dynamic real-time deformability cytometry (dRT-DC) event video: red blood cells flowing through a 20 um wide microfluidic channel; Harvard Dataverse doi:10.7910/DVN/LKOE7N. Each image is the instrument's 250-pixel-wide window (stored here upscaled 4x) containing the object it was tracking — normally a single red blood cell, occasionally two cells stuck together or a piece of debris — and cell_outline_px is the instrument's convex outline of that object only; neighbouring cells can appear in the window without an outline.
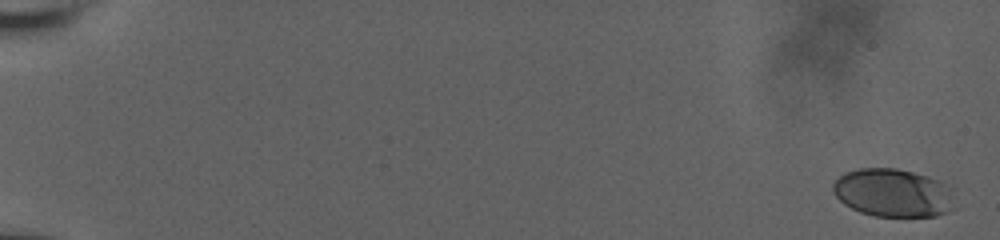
{"species": "human", "species_latin": "Homo sapiens", "temperature_condition": "room temperature", "stored_images_in_passage": 10, "camera_frame_rate_fps": 3000, "um_per_image_px": 0.085, "donor": {"sex": "male"}, "frame": {"image": 1, "passage_image": 1, "time_ms": 0.0, "image_size_px": [1000, 240], "cell_outline_px": [[948, 184], [944, 212], [936, 216], [876, 216], [860, 212], [844, 204], [832, 192], [832, 184], [844, 172], [860, 168], [896, 168], [928, 176], [940, 180]], "centroid_in_image_um": [75.74, 16.36], "position_along_channel_um": 9.3, "area_um2": 33.18}}
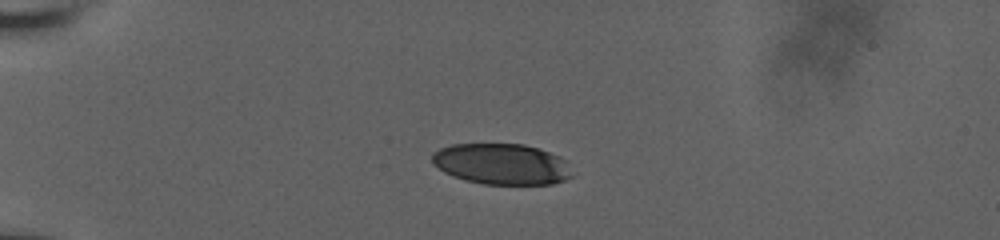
{"frame": {"image": 2, "passage_image": 7, "time_ms": 5.333, "image_size_px": [1000, 240], "cell_outline_px": [[572, 176], [564, 180], [552, 184], [484, 184], [452, 176], [444, 172], [432, 164], [432, 152], [440, 148], [452, 144], [524, 144], [560, 156], [564, 160]], "centroid_in_image_um": [42.59, 13.94], "position_along_channel_um": 42.4, "area_um2": 33.18}}
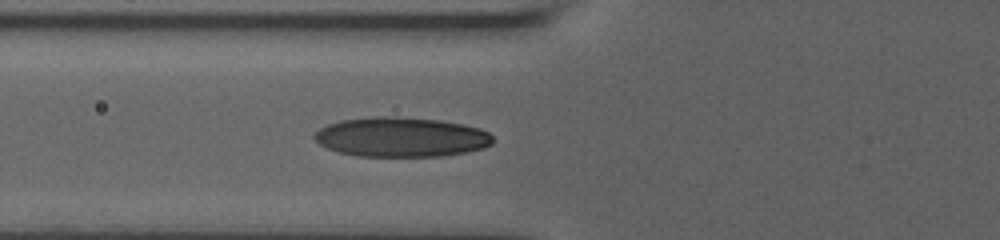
{"frame": {"image": 3, "passage_image": 10, "time_ms": 8.0, "image_size_px": [1000, 240], "cell_outline_px": [[492, 144], [484, 148], [464, 152], [440, 156], [356, 156], [340, 152], [328, 148], [320, 144], [312, 136], [320, 128], [328, 124], [340, 120], [376, 116], [396, 116], [440, 120], [464, 124], [480, 128], [488, 132], [492, 136]], "centroid_in_image_um": [34.1, 11.64], "position_along_channel_um": 91.7, "area_um2": 41.27}}